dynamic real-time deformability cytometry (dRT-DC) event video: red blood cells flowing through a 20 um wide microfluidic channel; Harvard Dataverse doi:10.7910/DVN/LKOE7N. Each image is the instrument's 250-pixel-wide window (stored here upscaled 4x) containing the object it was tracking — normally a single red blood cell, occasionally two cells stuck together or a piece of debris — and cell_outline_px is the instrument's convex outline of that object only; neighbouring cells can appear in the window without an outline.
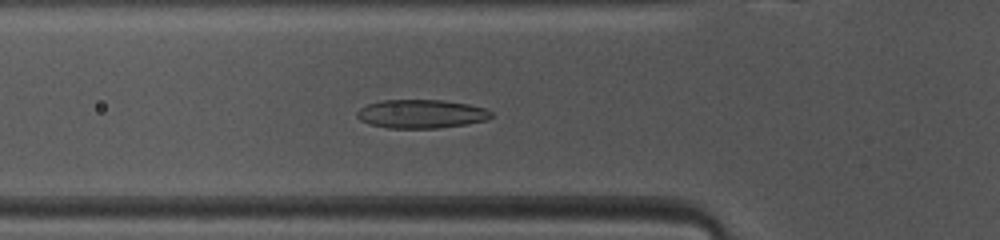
{"species": "common noctule bat (a hibernating species)", "species_latin": "Nyctalus noctula", "temperature_condition": "warm", "stored_images_in_passage": 40, "camera_frame_rate_fps": 3000, "um_per_image_px": 0.085, "animal": {"sex": "female", "body_mass_g": 10.0, "forearm_length_mm": 53.1}, "frame": {"image": 1, "passage_image": 7, "time_ms": 2.0, "image_size_px": [1000, 240], "cell_outline_px": [[492, 116], [488, 120], [440, 128], [388, 128], [368, 124], [360, 120], [356, 116], [356, 112], [360, 108], [368, 104], [380, 100], [444, 100], [468, 104], [484, 108], [492, 112]], "centroid_in_image_um": [35.78, 9.68], "position_along_channel_um": 90.0, "area_um2": 22.48}}
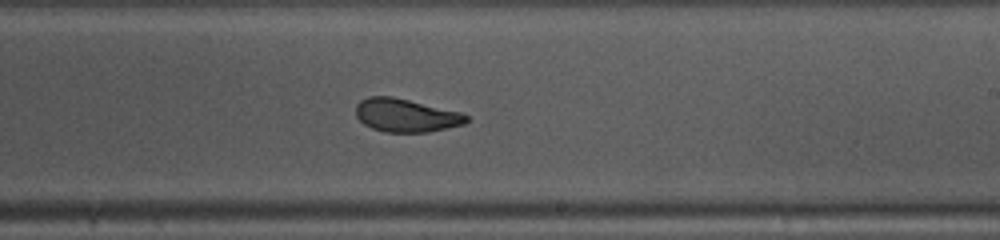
{"frame": {"image": 2, "passage_image": 19, "time_ms": 6.0, "image_size_px": [1000, 240], "cell_outline_px": [[468, 120], [464, 124], [428, 132], [384, 132], [372, 128], [364, 124], [356, 116], [356, 104], [360, 100], [368, 96], [392, 96], [460, 112], [468, 116]], "centroid_in_image_um": [34.47, 9.8], "position_along_channel_um": 254.5, "area_um2": 21.33}}
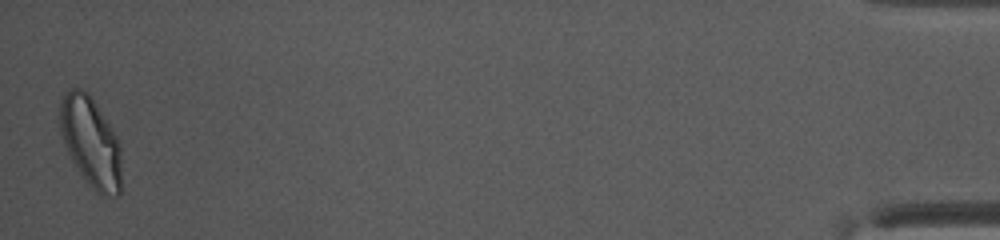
{"frame": {"image": 3, "passage_image": 39, "time_ms": 12.667, "image_size_px": [1000, 240], "cell_outline_px": [[120, 196], [100, 196], [88, 184], [72, 160], [68, 152], [60, 132], [60, 100], [68, 88], [80, 88], [88, 92], [112, 128], [120, 144]], "centroid_in_image_um": [7.71, 12.07], "position_along_channel_um": 427.5, "area_um2": 32.19}}